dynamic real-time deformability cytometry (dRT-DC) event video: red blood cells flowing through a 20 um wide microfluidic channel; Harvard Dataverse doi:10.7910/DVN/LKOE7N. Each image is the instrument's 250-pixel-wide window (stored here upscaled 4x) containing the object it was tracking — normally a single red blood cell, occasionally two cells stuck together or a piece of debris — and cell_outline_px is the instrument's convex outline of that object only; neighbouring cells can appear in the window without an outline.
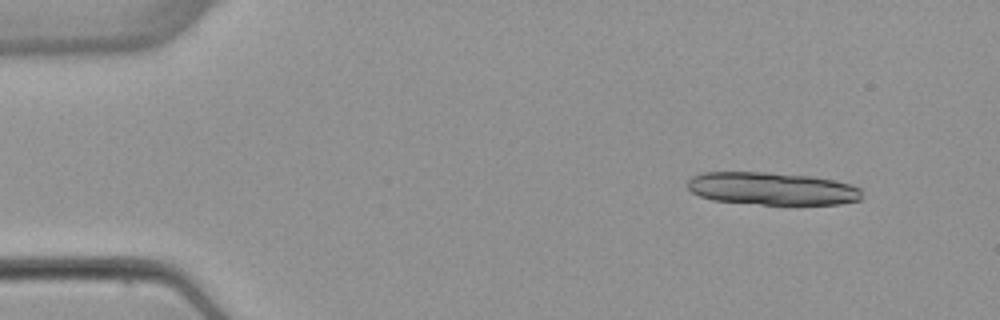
{"species": "common noctule bat (a hibernating species)", "species_latin": "Nyctalus noctula", "temperature_condition": "warm", "stored_images_in_passage": 4, "camera_frame_rate_fps": 3000, "um_per_image_px": 0.085, "animal": {"sex": "female", "body_mass_g": 22.7, "forearm_length_mm": 54.2}, "frame": {"image": 1, "passage_image": 1, "time_ms": 0.0, "image_size_px": [1000, 320], "cell_outline_px": [[860, 200], [840, 204], [760, 204], [712, 200], [700, 196], [692, 192], [688, 188], [688, 180], [692, 176], [704, 172], [768, 172], [812, 176], [852, 184], [860, 188]], "centroid_in_image_um": [65.61, 16.02], "position_along_channel_um": 19.4, "area_um2": 33.18}}
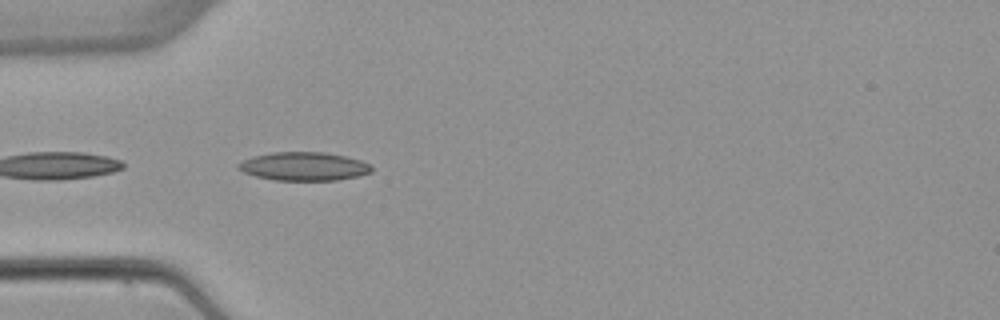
{"frame": {"image": 2, "passage_image": 4, "time_ms": 3.667, "image_size_px": [1000, 320], "cell_outline_px": [[372, 172], [356, 176], [336, 180], [276, 180], [256, 176], [244, 172], [236, 168], [236, 164], [240, 160], [252, 156], [272, 152], [324, 152], [344, 156], [360, 160], [372, 164]], "centroid_in_image_um": [25.79, 14.13], "position_along_channel_um": 59.2, "area_um2": 22.2}}